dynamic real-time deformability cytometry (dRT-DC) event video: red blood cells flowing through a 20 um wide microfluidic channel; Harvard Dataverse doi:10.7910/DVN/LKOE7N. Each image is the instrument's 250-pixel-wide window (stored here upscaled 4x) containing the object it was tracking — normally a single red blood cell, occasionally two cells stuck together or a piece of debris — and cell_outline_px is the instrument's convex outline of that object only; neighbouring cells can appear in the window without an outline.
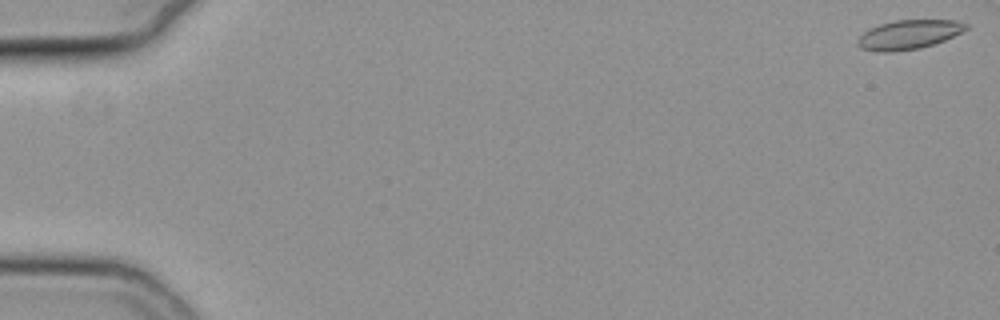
{"species": "common noctule bat (a hibernating species)", "species_latin": "Nyctalus noctula", "temperature_condition": "cold", "stored_images_in_passage": 52, "camera_frame_rate_fps": 3000, "um_per_image_px": 0.085, "animal": {"sex": "female", "body_mass_g": 19.3, "forearm_length_mm": 54.1}, "frame": {"image": 1, "passage_image": 1, "time_ms": 0.0, "image_size_px": [1000, 320], "cell_outline_px": [[968, 28], [944, 40], [920, 48], [892, 52], [876, 52], [860, 48], [856, 44], [856, 40], [868, 28], [892, 20], [956, 20], [968, 24]], "centroid_in_image_um": [77.18, 2.94], "position_along_channel_um": 7.8, "area_um2": 18.5}}
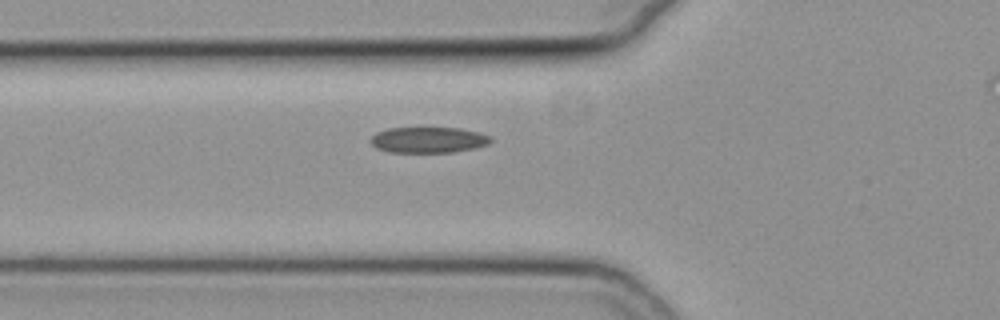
{"frame": {"image": 2, "passage_image": 21, "time_ms": 6.667, "image_size_px": [1000, 320], "cell_outline_px": [[492, 140], [488, 144], [472, 148], [452, 152], [388, 152], [376, 148], [372, 144], [372, 136], [376, 132], [388, 128], [460, 128], [480, 132], [492, 136]], "centroid_in_image_um": [36.43, 11.88], "position_along_channel_um": 89.4, "area_um2": 18.03}}
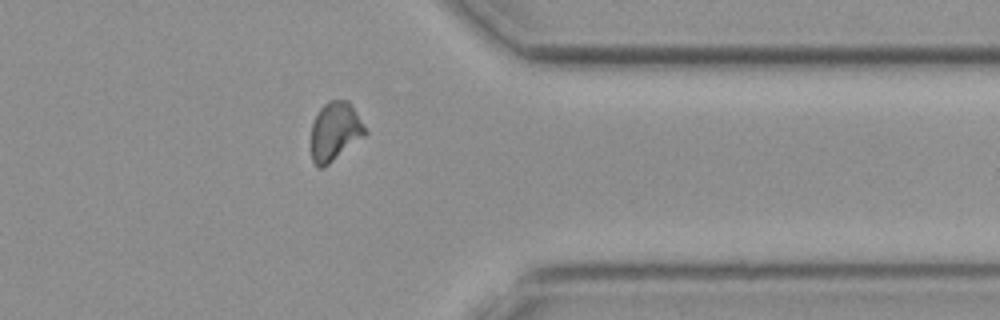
{"frame": {"image": 3, "passage_image": 45, "time_ms": 14.667, "image_size_px": [1000, 320], "cell_outline_px": [[368, 132], [364, 136], [324, 168], [316, 168], [312, 160], [312, 124], [320, 108], [328, 100], [348, 100]], "centroid_in_image_um": [28.46, 11.19], "position_along_channel_um": 382.9, "area_um2": 18.32}}